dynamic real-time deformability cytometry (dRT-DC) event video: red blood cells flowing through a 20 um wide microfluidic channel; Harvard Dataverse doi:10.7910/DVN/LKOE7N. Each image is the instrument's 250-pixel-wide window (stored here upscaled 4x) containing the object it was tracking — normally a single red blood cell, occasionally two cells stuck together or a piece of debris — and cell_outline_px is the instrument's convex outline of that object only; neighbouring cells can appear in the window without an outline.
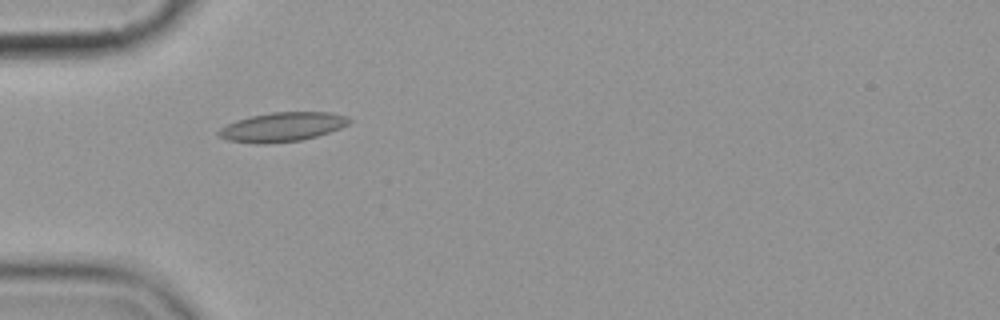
{"species": "common noctule bat (a hibernating species)", "species_latin": "Nyctalus noctula", "temperature_condition": "cold", "stored_images_in_passage": 2, "camera_frame_rate_fps": 3000, "um_per_image_px": 0.085, "animal": {"sex": "female", "body_mass_g": 19.9}, "frame": {"image": 1, "passage_image": 1, "time_ms": 0.0, "image_size_px": [1000, 320], "cell_outline_px": [[352, 120], [348, 124], [340, 128], [316, 136], [300, 140], [264, 144], [256, 144], [228, 140], [220, 136], [216, 132], [220, 128], [236, 120], [248, 116], [272, 112], [332, 112], [348, 116]], "centroid_in_image_um": [23.99, 10.78], "position_along_channel_um": 61.0, "area_um2": 22.25}}
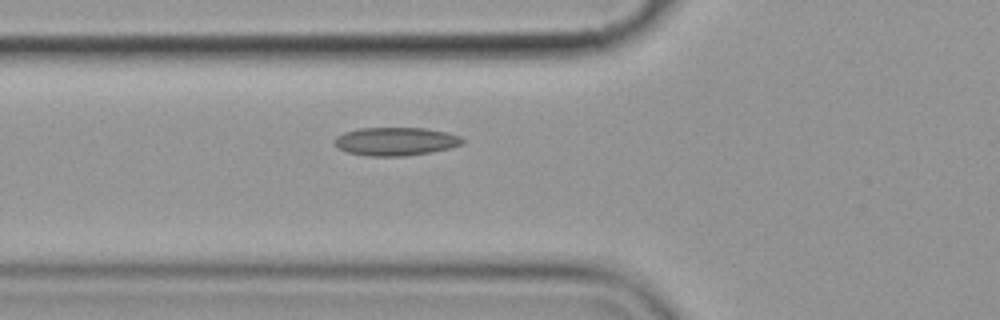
{"frame": {"image": 2, "passage_image": 2, "time_ms": 1.0, "image_size_px": [1000, 320], "cell_outline_px": [[464, 144], [452, 148], [432, 152], [408, 156], [368, 156], [348, 152], [336, 148], [332, 144], [332, 140], [336, 136], [344, 132], [360, 128], [424, 128], [448, 132], [460, 136], [464, 140]], "centroid_in_image_um": [33.62, 12.02], "position_along_channel_um": 92.2, "area_um2": 21.5}}